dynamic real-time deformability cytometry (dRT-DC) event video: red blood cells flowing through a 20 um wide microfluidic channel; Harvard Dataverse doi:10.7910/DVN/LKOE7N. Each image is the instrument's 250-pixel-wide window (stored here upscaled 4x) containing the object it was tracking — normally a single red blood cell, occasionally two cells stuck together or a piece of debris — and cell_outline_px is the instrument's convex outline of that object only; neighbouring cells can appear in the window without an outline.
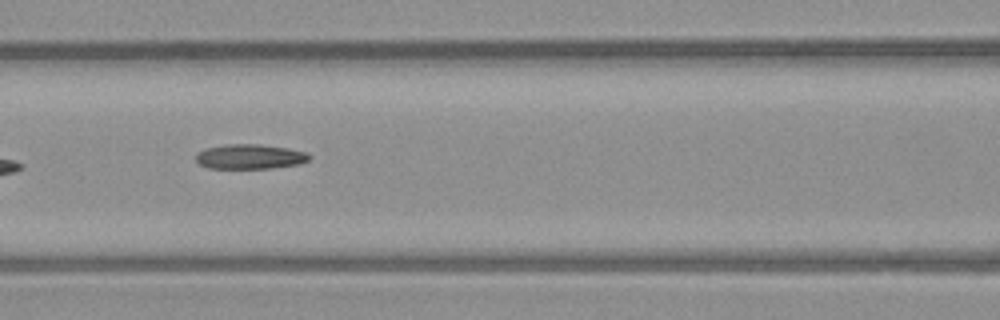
{"species": "common noctule bat (a hibernating species)", "species_latin": "Nyctalus noctula", "temperature_condition": "warm", "stored_images_in_passage": 7, "camera_frame_rate_fps": 3000, "um_per_image_px": 0.085, "animal": {"sex": "male", "body_mass_g": 23.1, "forearm_length_mm": 52.7}, "frame": {"image": 1, "passage_image": 5, "time_ms": 4.667, "image_size_px": [1000, 320], "cell_outline_px": [[312, 156], [308, 160], [300, 164], [272, 168], [208, 168], [200, 164], [196, 160], [196, 152], [208, 148], [228, 144], [260, 144], [288, 148], [308, 152]], "centroid_in_image_um": [21.28, 13.31], "position_along_channel_um": 145.3, "area_um2": 16.42}}
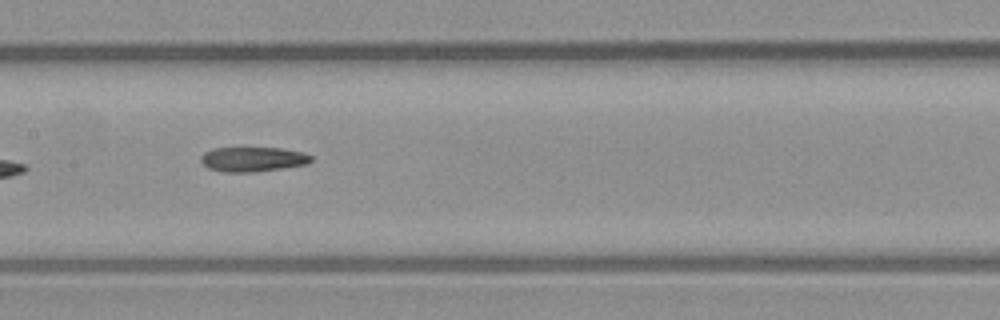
{"frame": {"image": 2, "passage_image": 6, "time_ms": 5.667, "image_size_px": [1000, 320], "cell_outline_px": [[312, 160], [308, 164], [252, 172], [224, 172], [208, 168], [200, 160], [200, 156], [204, 152], [212, 148], [280, 148], [304, 152], [312, 156]], "centroid_in_image_um": [21.48, 13.53], "position_along_channel_um": 185.9, "area_um2": 15.84}}
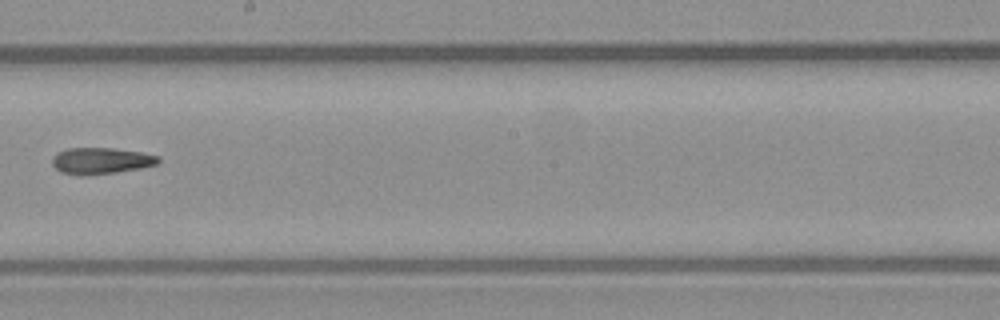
{"frame": {"image": 3, "passage_image": 7, "time_ms": 7.0, "image_size_px": [1000, 320], "cell_outline_px": [[160, 160], [156, 164], [140, 168], [116, 172], [88, 176], [76, 176], [60, 172], [52, 164], [52, 156], [56, 152], [68, 148], [112, 148], [140, 152], [160, 156]], "centroid_in_image_um": [8.53, 13.68], "position_along_channel_um": 239.7, "area_um2": 16.53}}